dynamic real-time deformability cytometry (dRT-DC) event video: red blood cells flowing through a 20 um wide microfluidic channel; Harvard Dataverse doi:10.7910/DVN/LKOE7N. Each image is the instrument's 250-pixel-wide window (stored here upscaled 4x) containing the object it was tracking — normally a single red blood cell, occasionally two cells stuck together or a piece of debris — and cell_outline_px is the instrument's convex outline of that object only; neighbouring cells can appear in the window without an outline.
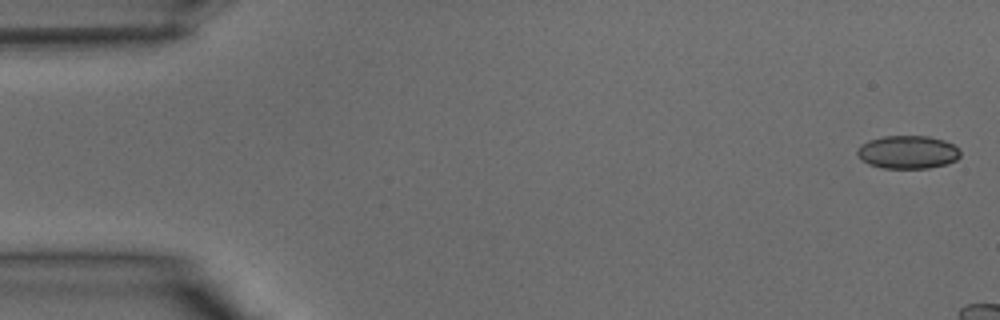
{"species": "common noctule bat (a hibernating species)", "species_latin": "Nyctalus noctula", "temperature_condition": "warm", "stored_images_in_passage": 7, "camera_frame_rate_fps": 3000, "um_per_image_px": 0.085, "animal": {"sex": "male", "body_mass_g": 15.6}, "frame": {"image": 1, "passage_image": 1, "time_ms": 0.0, "image_size_px": [1000, 320], "cell_outline_px": [[960, 156], [956, 160], [948, 164], [928, 168], [880, 168], [868, 164], [856, 152], [860, 144], [868, 140], [884, 136], [928, 136], [944, 140], [960, 148]], "centroid_in_image_um": [77.18, 12.93], "position_along_channel_um": 7.8, "area_um2": 20.0}}